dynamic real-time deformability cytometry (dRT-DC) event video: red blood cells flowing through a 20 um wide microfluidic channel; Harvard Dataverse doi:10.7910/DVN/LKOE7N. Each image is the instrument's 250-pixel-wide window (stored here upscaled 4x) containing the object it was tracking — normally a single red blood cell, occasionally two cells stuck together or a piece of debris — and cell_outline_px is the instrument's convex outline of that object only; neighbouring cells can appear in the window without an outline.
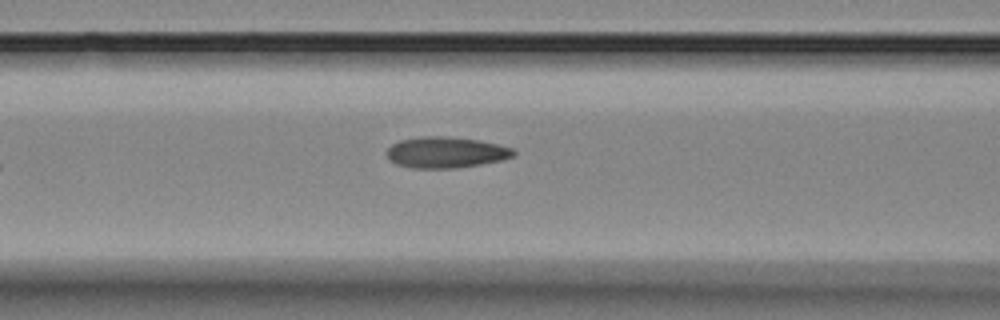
{"species": "Egyptian fruit bat (a non-hibernating species)", "species_latin": "Rousettus aegyptiacus", "temperature_condition": "room temperature", "stored_images_in_passage": 4, "camera_frame_rate_fps": 3000, "um_per_image_px": 0.085, "animal": {"sex": "female"}, "frame": {"image": 1, "passage_image": 4, "time_ms": 3.667, "image_size_px": [1000, 320], "cell_outline_px": [[516, 152], [512, 156], [500, 160], [480, 164], [456, 168], [412, 168], [396, 164], [388, 160], [388, 148], [392, 144], [400, 140], [420, 136], [444, 136], [480, 140], [512, 148]], "centroid_in_image_um": [37.86, 12.95], "position_along_channel_um": 128.7, "area_um2": 22.83}}